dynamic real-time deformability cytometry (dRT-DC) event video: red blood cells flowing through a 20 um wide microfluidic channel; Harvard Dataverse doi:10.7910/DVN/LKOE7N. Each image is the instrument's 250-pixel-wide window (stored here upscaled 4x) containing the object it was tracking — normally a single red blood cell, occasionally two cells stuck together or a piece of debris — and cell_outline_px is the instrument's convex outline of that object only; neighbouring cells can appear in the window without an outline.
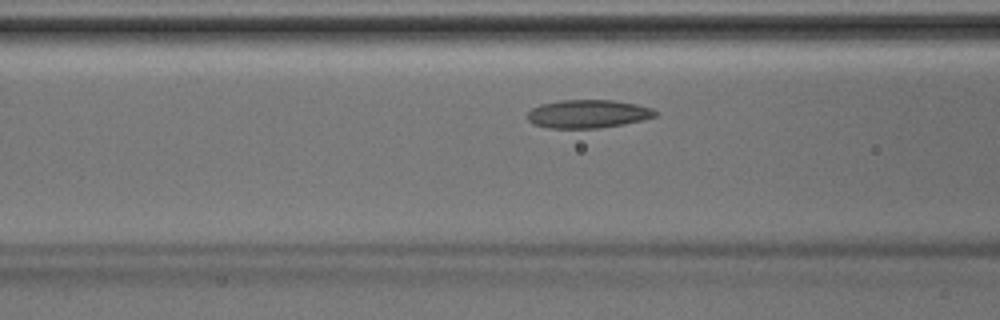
{"species": "Egyptian fruit bat (a non-hibernating species)", "species_latin": "Rousettus aegyptiacus", "temperature_condition": "room temperature", "stored_images_in_passage": 37, "camera_frame_rate_fps": 3000, "um_per_image_px": 0.085, "animal": {"sex": "male"}, "frame": {"image": 1, "passage_image": 10, "time_ms": 3.0, "image_size_px": [1000, 320], "cell_outline_px": [[656, 116], [644, 120], [624, 124], [600, 128], [548, 128], [532, 124], [528, 120], [528, 112], [532, 108], [540, 104], [560, 100], [616, 100], [636, 104], [652, 108], [656, 112]], "centroid_in_image_um": [49.97, 9.68], "position_along_channel_um": 116.6, "area_um2": 21.21}}
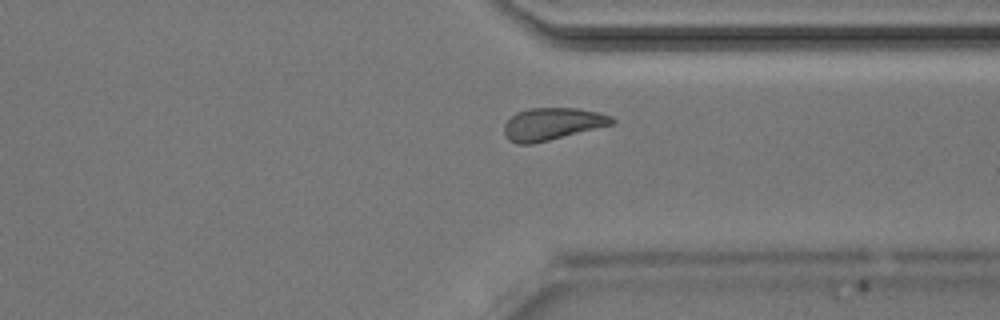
{"frame": {"image": 2, "passage_image": 26, "time_ms": 8.333, "image_size_px": [1000, 320], "cell_outline_px": [[616, 124], [532, 144], [516, 144], [508, 140], [504, 132], [504, 124], [516, 112], [528, 108], [576, 108], [596, 112], [612, 116], [616, 120]], "centroid_in_image_um": [46.95, 10.54], "position_along_channel_um": 364.4, "area_um2": 20.4}}
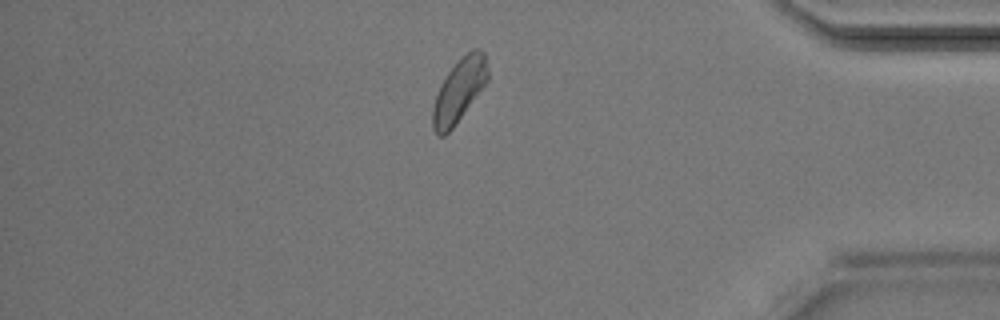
{"frame": {"image": 3, "passage_image": 30, "time_ms": 9.667, "image_size_px": [1000, 320], "cell_outline_px": [[488, 80], [452, 128], [444, 136], [436, 136], [432, 128], [432, 108], [440, 84], [448, 72], [460, 56], [472, 48], [480, 48], [484, 52], [488, 68]], "centroid_in_image_um": [39.01, 7.65], "position_along_channel_um": 396.2, "area_um2": 20.29}}